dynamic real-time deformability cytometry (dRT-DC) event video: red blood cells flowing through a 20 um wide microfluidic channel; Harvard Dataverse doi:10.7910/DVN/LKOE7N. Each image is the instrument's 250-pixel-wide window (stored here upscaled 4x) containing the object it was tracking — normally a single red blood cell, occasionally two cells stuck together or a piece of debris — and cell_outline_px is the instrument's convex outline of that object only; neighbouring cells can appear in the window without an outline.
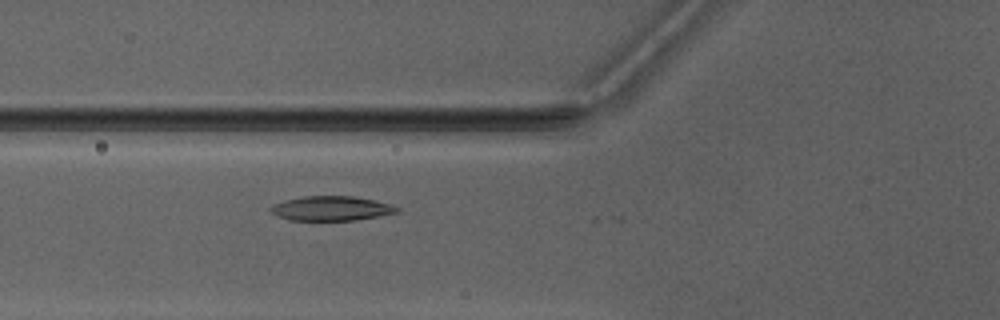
{"species": "Egyptian fruit bat (a non-hibernating species)", "species_latin": "Rousettus aegyptiacus", "temperature_condition": "warm", "stored_images_in_passage": 5, "camera_frame_rate_fps": 3000, "um_per_image_px": 0.085, "animal": {"sex": "male"}, "frame": {"image": 1, "passage_image": 5, "time_ms": 5.667, "image_size_px": [1000, 320], "cell_outline_px": [[400, 212], [356, 220], [288, 220], [276, 216], [268, 208], [272, 204], [284, 200], [304, 196], [352, 196], [392, 204], [400, 208]], "centroid_in_image_um": [28.14, 17.71], "position_along_channel_um": 97.7, "area_um2": 18.15}}